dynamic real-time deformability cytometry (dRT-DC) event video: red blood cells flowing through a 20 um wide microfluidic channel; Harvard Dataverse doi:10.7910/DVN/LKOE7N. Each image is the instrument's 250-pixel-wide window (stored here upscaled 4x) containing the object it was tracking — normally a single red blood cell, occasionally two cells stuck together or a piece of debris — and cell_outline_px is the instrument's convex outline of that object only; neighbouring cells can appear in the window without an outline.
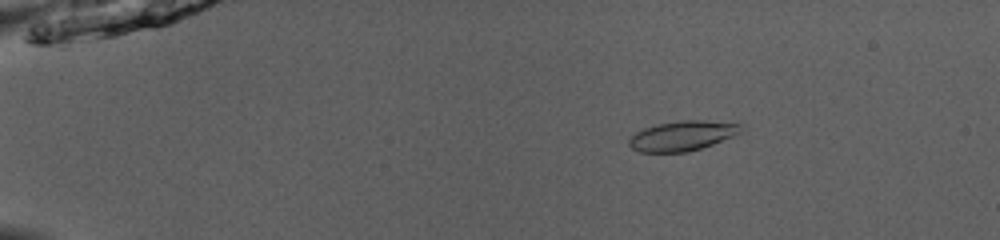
{"species": "common noctule bat (a hibernating species)", "species_latin": "Nyctalus noctula", "temperature_condition": "room temperature", "stored_images_in_passage": 12, "camera_frame_rate_fps": 3000, "um_per_image_px": 0.085, "animal": {"sex": "male", "body_mass_g": 13.0, "forearm_length_mm": 53.1}, "frame": {"image": 1, "passage_image": 6, "time_ms": 1.667, "image_size_px": [1000, 240], "cell_outline_px": [[744, 124], [740, 132], [732, 136], [712, 144], [688, 152], [640, 152], [632, 148], [628, 144], [628, 140], [636, 132], [644, 128], [656, 124], [680, 120], [704, 120]], "centroid_in_image_um": [57.98, 11.53], "position_along_channel_um": 27.0, "area_um2": 19.42}}